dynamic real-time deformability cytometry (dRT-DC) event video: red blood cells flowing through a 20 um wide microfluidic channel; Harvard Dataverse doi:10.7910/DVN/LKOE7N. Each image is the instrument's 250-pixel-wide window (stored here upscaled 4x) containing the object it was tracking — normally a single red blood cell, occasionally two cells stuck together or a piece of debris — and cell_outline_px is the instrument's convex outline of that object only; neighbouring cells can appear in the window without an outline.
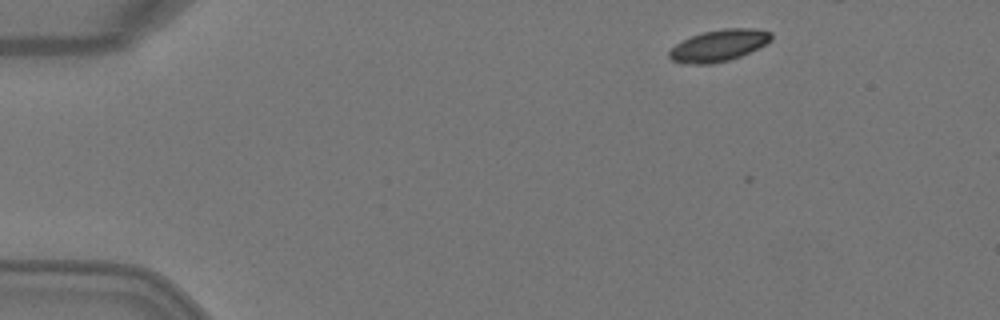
{"species": "Egyptian fruit bat (a non-hibernating species)", "species_latin": "Rousettus aegyptiacus", "temperature_condition": "warm", "stored_images_in_passage": 2, "segment_of_instrument_passage": [1, 2], "camera_frame_rate_fps": 3000, "um_per_image_px": 0.085, "animal": {"sex": "female"}, "frame": {"image": 1, "passage_image": 1, "time_ms": 0.0, "image_size_px": [1000, 320], "cell_outline_px": [[772, 40], [740, 56], [728, 60], [712, 64], [684, 64], [672, 60], [668, 56], [668, 52], [676, 44], [692, 36], [704, 32], [724, 28], [756, 28], [772, 32]], "centroid_in_image_um": [61.09, 3.87], "position_along_channel_um": 23.9, "area_um2": 18.67}}